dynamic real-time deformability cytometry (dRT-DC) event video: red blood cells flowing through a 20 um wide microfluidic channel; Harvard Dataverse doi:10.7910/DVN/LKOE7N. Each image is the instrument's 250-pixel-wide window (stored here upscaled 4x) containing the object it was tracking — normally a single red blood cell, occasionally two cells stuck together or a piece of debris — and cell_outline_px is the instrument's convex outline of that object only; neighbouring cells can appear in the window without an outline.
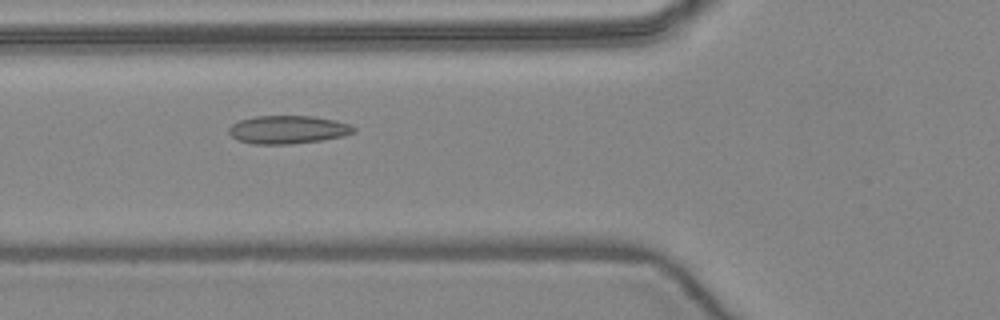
{"species": "common noctule bat (a hibernating species)", "species_latin": "Nyctalus noctula", "temperature_condition": "warm", "stored_images_in_passage": 7, "camera_frame_rate_fps": 3000, "um_per_image_px": 0.085, "animal": {"sex": "female", "body_mass_g": 24.6, "forearm_length_mm": 56.2}, "frame": {"image": 1, "passage_image": 5, "time_ms": 4.667, "image_size_px": [1000, 320], "cell_outline_px": [[356, 132], [344, 136], [320, 140], [288, 144], [252, 144], [240, 140], [232, 136], [228, 132], [228, 128], [232, 124], [240, 120], [256, 116], [312, 116], [336, 120], [348, 124], [356, 128]], "centroid_in_image_um": [24.48, 11.01], "position_along_channel_um": 101.3, "area_um2": 20.4}}
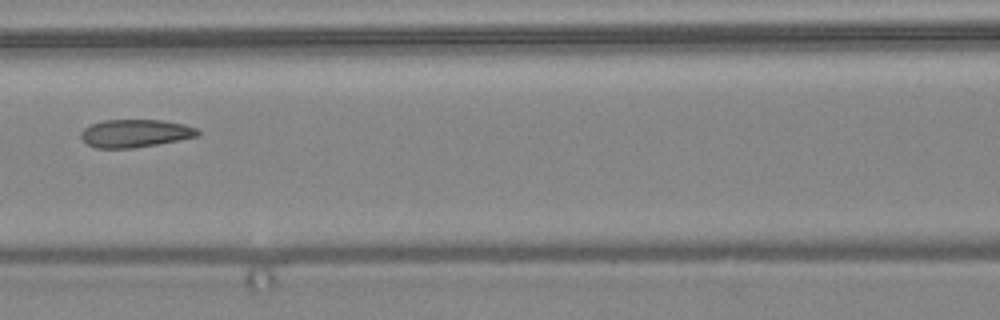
{"frame": {"image": 2, "passage_image": 6, "time_ms": 6.0, "image_size_px": [1000, 320], "cell_outline_px": [[200, 136], [156, 144], [132, 148], [96, 148], [88, 144], [80, 136], [80, 132], [84, 128], [92, 124], [104, 120], [164, 120], [184, 124], [200, 128]], "centroid_in_image_um": [11.53, 11.32], "position_along_channel_um": 155.1, "area_um2": 19.02}}
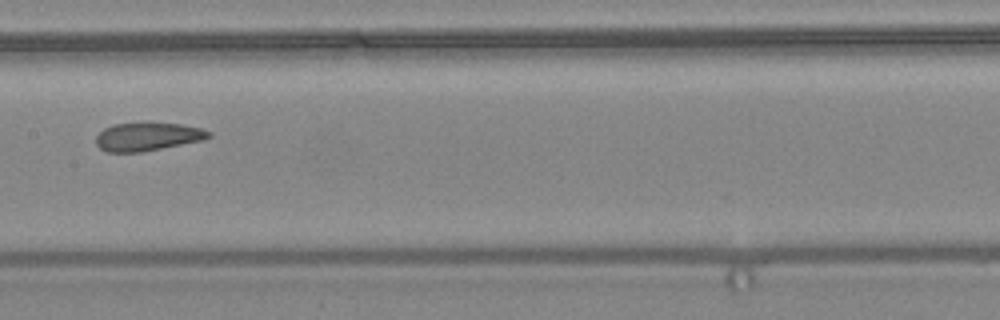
{"frame": {"image": 3, "passage_image": 7, "time_ms": 7.0, "image_size_px": [1000, 320], "cell_outline_px": [[212, 136], [204, 140], [140, 152], [108, 152], [100, 148], [96, 144], [96, 136], [104, 128], [112, 124], [144, 120], [148, 120], [180, 124], [200, 128], [212, 132]], "centroid_in_image_um": [12.54, 11.56], "position_along_channel_um": 194.9, "area_um2": 19.25}}